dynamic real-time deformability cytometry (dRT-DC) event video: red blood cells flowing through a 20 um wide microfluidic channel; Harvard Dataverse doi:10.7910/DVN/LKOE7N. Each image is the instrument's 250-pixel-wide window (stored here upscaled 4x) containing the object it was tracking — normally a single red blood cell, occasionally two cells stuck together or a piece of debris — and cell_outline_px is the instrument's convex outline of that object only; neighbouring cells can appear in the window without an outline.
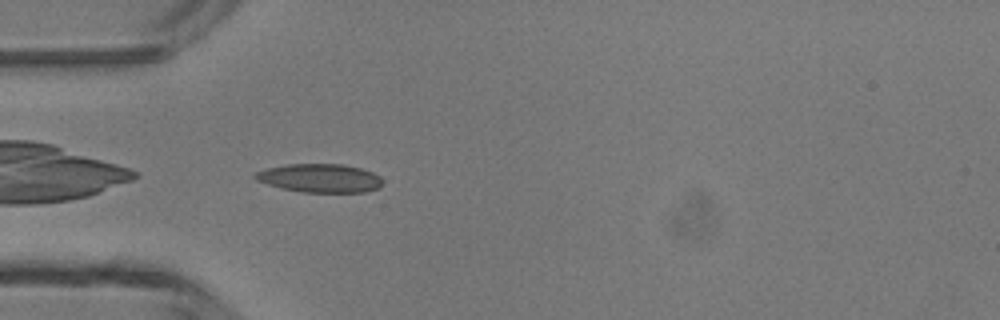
{"species": "common noctule bat (a hibernating species)", "species_latin": "Nyctalus noctula", "temperature_condition": "room temperature", "stored_images_in_passage": 34, "camera_frame_rate_fps": 3000, "um_per_image_px": 0.085, "animal": {"sex": "male", "body_mass_g": 13.3}, "frame": {"image": 1, "passage_image": 1, "time_ms": 0.0, "image_size_px": [1000, 320], "cell_outline_px": [[380, 188], [364, 192], [304, 192], [280, 188], [256, 180], [252, 176], [256, 172], [268, 168], [284, 164], [344, 164], [360, 168], [372, 172], [380, 176]], "centroid_in_image_um": [27.17, 15.14], "position_along_channel_um": 57.8, "area_um2": 21.15}}
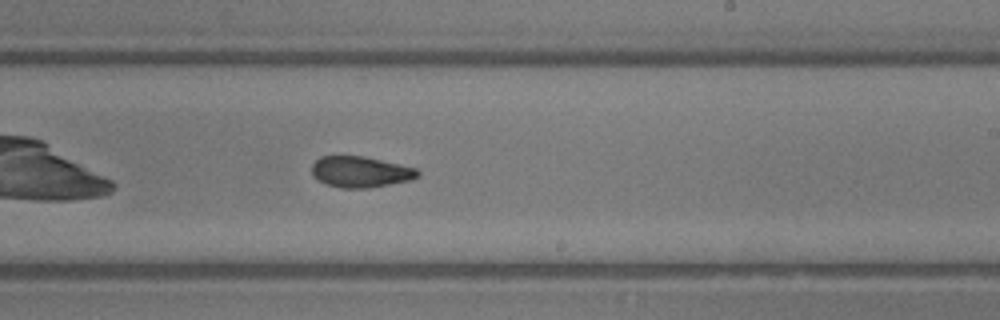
{"frame": {"image": 2, "passage_image": 15, "time_ms": 4.667, "image_size_px": [1000, 320], "cell_outline_px": [[420, 176], [412, 180], [368, 188], [340, 188], [328, 184], [312, 176], [312, 164], [320, 156], [364, 156], [416, 168], [420, 172]], "centroid_in_image_um": [30.66, 14.61], "position_along_channel_um": 258.3, "area_um2": 19.13}}
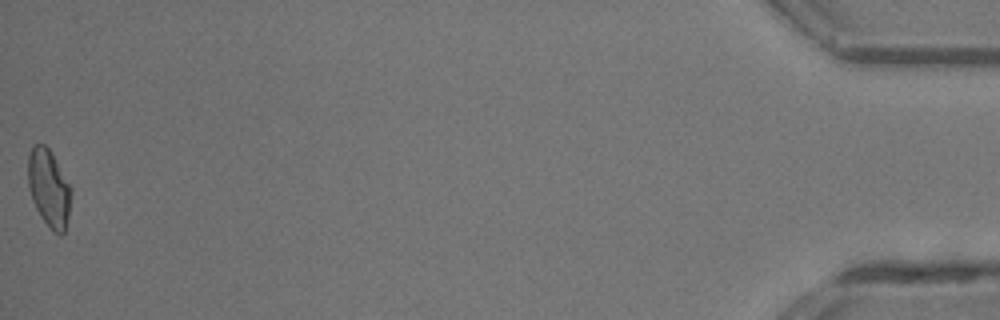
{"frame": {"image": 3, "passage_image": 34, "time_ms": 11.0, "image_size_px": [1000, 320], "cell_outline_px": [[72, 192], [68, 216], [64, 232], [60, 236], [52, 232], [40, 216], [32, 200], [28, 184], [28, 156], [32, 144], [44, 144], [48, 148], [72, 188]], "centroid_in_image_um": [4.15, 16.02], "position_along_channel_um": 431.1, "area_um2": 19.48}, "authors_computed_cell_mechanics": {"area_um2": 19.652, "velocity_mm_per_s": 4.3654, "shape_relaxation_time_tau1_ms": 6.6201, "shape_relaxation_time_tau2_ms": 2.4825, "deformation_change_tau1": 0.1487, "deformation_change_tau2": 0.0948}}